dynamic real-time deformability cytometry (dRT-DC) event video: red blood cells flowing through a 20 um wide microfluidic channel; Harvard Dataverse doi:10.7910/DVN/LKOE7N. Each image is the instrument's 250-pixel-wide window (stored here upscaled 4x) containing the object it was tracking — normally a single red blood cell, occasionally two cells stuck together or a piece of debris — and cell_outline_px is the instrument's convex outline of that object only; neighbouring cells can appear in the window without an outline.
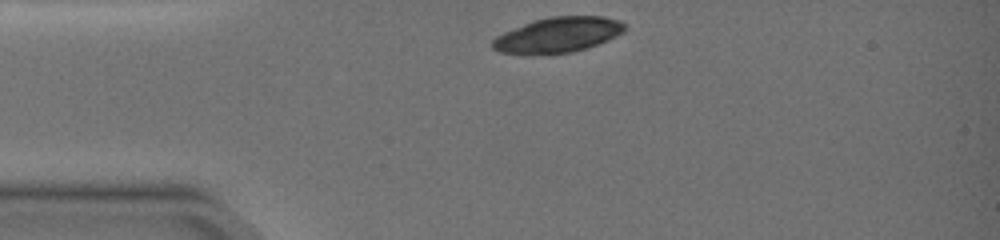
{"species": "common noctule bat (a hibernating species)", "species_latin": "Nyctalus noctula", "temperature_condition": "warm", "stored_images_in_passage": 36, "camera_frame_rate_fps": 3000, "um_per_image_px": 0.085, "animal": {"sex": "female", "body_mass_g": 19.0, "forearm_length_mm": 51.5}, "frame": {"image": 1, "passage_image": 1, "time_ms": 0.0, "image_size_px": [1000, 240], "cell_outline_px": [[624, 32], [608, 40], [572, 52], [500, 52], [492, 48], [492, 40], [496, 36], [504, 32], [532, 20], [548, 16], [604, 16], [620, 20], [624, 24]], "centroid_in_image_um": [47.46, 2.91], "position_along_channel_um": 37.5, "area_um2": 26.47}}
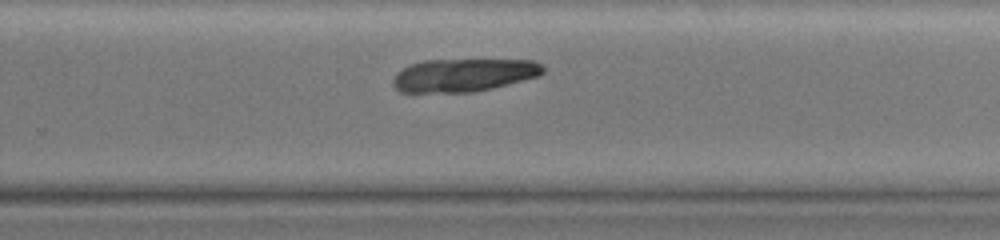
{"frame": {"image": 2, "passage_image": 24, "time_ms": 7.667, "image_size_px": [1000, 240], "cell_outline_px": [[544, 72], [536, 76], [508, 84], [476, 92], [400, 92], [392, 84], [392, 80], [396, 72], [408, 64], [424, 60], [532, 60], [544, 64]], "centroid_in_image_um": [39.37, 6.38], "position_along_channel_um": 290.4, "area_um2": 28.96}}
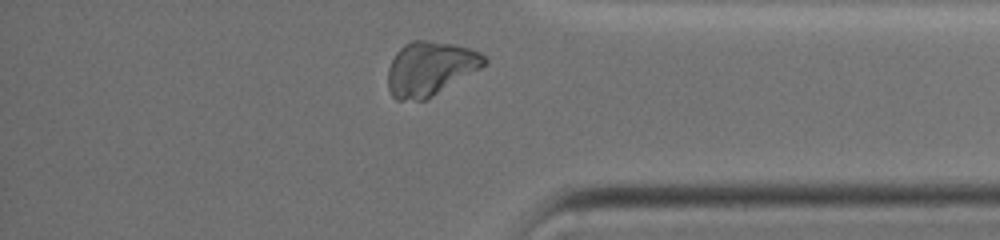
{"frame": {"image": 3, "passage_image": 33, "time_ms": 10.667, "image_size_px": [1000, 240], "cell_outline_px": [[488, 60], [480, 68], [432, 96], [424, 100], [396, 100], [392, 96], [388, 88], [388, 68], [396, 52], [404, 44], [412, 40], [428, 40], [456, 44], [480, 52], [488, 56]], "centroid_in_image_um": [36.55, 5.8], "position_along_channel_um": 398.7, "area_um2": 30.29}, "authors_computed_cell_mechanics": {"area_um2": 29.7381, "velocity_mm_per_s": 3.7011, "shape_relaxation_time_tau1_ms": 6.4551, "shape_relaxation_time_tau2_ms": 4.0941, "deformation_change_tau1": 0.1569, "deformation_change_tau2": 0.1008}}